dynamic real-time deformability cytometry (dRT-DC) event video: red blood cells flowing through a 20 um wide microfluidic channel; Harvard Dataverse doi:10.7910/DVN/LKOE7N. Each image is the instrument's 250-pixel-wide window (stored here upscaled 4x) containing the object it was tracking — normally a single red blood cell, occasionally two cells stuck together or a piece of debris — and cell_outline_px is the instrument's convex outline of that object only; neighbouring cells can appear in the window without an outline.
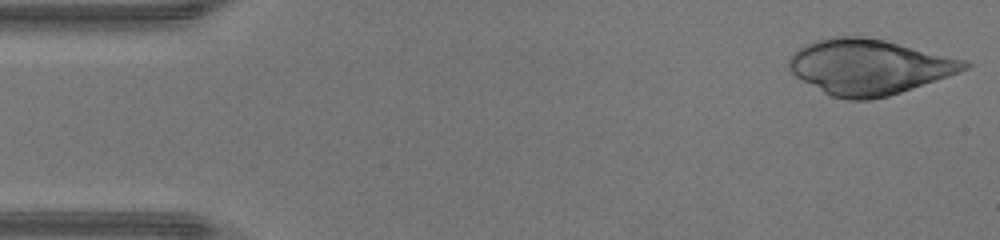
{"species": "human", "species_latin": "Homo sapiens", "temperature_condition": "warm", "stored_images_in_passage": 45, "camera_frame_rate_fps": 3000, "um_per_image_px": 0.085, "donor": {"sex": "male"}, "frame": {"image": 1, "passage_image": 1, "time_ms": 0.0, "image_size_px": [1000, 240], "cell_outline_px": [[972, 64], [968, 68], [948, 76], [888, 96], [868, 100], [848, 100], [832, 96], [824, 92], [796, 76], [788, 68], [788, 60], [792, 52], [804, 44], [828, 36], [860, 36], [884, 40], [964, 60]], "centroid_in_image_um": [73.81, 5.67], "position_along_channel_um": 11.2, "area_um2": 56.01}}